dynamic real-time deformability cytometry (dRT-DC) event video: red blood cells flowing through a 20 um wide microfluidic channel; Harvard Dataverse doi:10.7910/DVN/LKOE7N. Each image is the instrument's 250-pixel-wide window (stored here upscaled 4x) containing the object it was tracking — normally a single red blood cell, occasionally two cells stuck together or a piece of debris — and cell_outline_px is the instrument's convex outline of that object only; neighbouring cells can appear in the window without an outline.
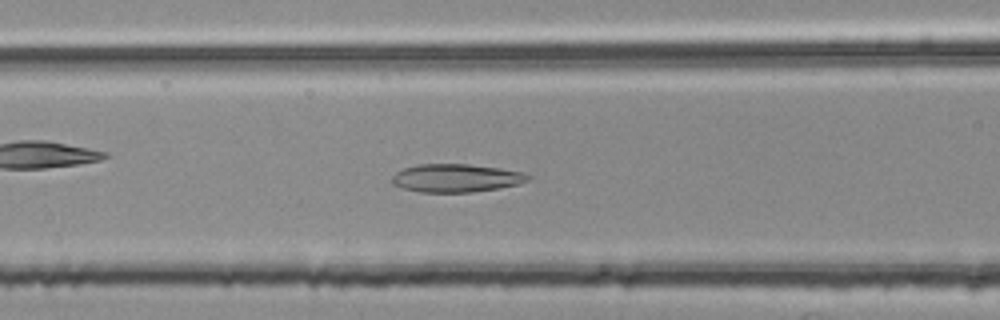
{"species": "common noctule bat (a hibernating species)", "species_latin": "Nyctalus noctula", "temperature_condition": "room temperature", "stored_images_in_passage": 53, "camera_frame_rate_fps": 3000, "um_per_image_px": 0.085, "animal": {"sex": "female", "body_mass_g": 25.1}, "frame": {"image": 1, "passage_image": 21, "time_ms": 6.667, "image_size_px": [1000, 320], "cell_outline_px": [[532, 176], [528, 180], [520, 184], [500, 188], [472, 192], [420, 192], [404, 188], [392, 184], [392, 176], [396, 172], [404, 168], [420, 164], [468, 164], [500, 168], [524, 172]], "centroid_in_image_um": [38.8, 15.13], "position_along_channel_um": 127.8, "area_um2": 22.37}}
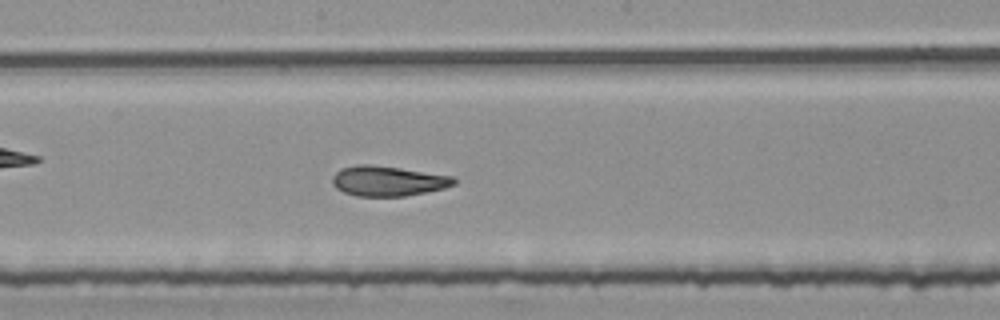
{"frame": {"image": 2, "passage_image": 28, "time_ms": 9.0, "image_size_px": [1000, 320], "cell_outline_px": [[456, 184], [444, 188], [404, 196], [356, 196], [344, 192], [336, 188], [332, 184], [332, 176], [340, 168], [356, 164], [372, 164], [452, 176], [456, 180]], "centroid_in_image_um": [32.92, 15.38], "position_along_channel_um": 215.3, "area_um2": 21.27}}
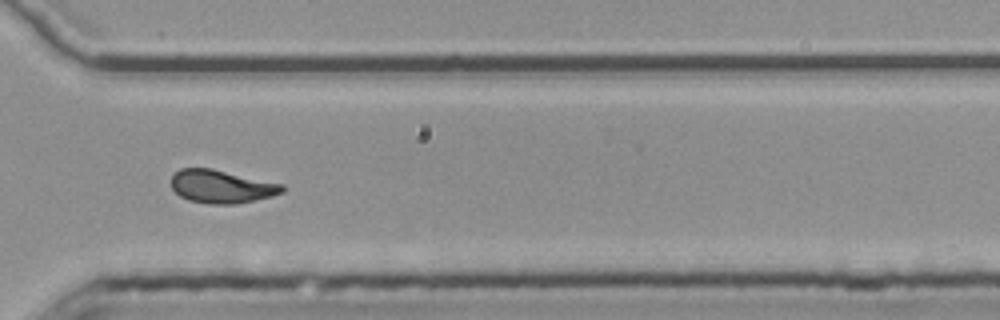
{"frame": {"image": 3, "passage_image": 39, "time_ms": 12.667, "image_size_px": [1000, 320], "cell_outline_px": [[284, 192], [272, 196], [236, 204], [208, 204], [188, 200], [180, 196], [172, 188], [172, 176], [180, 168], [212, 168], [284, 184]], "centroid_in_image_um": [18.84, 15.85], "position_along_channel_um": 351.8, "area_um2": 21.5}, "authors_computed_cell_mechanics": {"area_um2": 21.675, "velocity_mm_per_s": 3.7323, "shape_relaxation_time_tau1_ms": null, "shape_relaxation_time_tau2_ms": 1.9188, "deformation_change_tau1": null, "deformation_change_tau2": 0.0974}}